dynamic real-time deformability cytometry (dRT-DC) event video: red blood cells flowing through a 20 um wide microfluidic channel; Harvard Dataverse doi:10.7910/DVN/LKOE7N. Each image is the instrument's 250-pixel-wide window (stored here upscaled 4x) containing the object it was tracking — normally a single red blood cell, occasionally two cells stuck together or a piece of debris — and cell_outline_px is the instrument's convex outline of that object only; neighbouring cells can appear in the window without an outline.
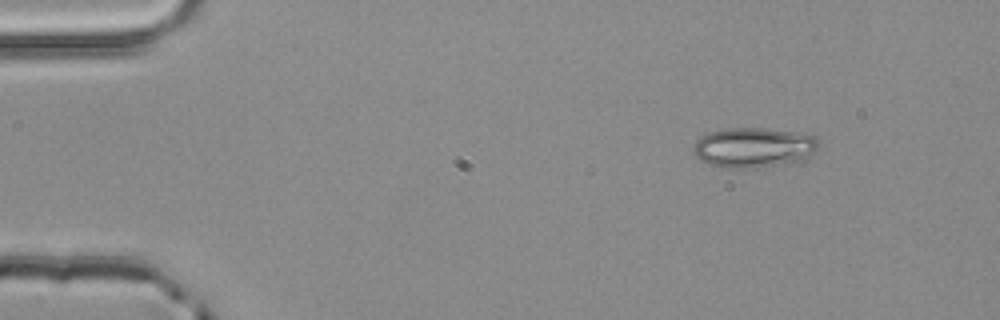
{"species": "common noctule bat (a hibernating species)", "species_latin": "Nyctalus noctula", "temperature_condition": "room temperature", "stored_images_in_passage": 3, "camera_frame_rate_fps": 3000, "um_per_image_px": 0.085, "animal": {"sex": "male", "body_mass_g": 20.4}, "frame": {"image": 1, "passage_image": 1, "time_ms": 0.0, "image_size_px": [1000, 320], "cell_outline_px": [[820, 144], [816, 152], [804, 160], [748, 168], [724, 168], [708, 164], [700, 160], [692, 152], [692, 144], [700, 136], [708, 132], [728, 128], [768, 128], [796, 132], [816, 136]], "centroid_in_image_um": [64.04, 12.52], "position_along_channel_um": 21.0, "area_um2": 29.54}}